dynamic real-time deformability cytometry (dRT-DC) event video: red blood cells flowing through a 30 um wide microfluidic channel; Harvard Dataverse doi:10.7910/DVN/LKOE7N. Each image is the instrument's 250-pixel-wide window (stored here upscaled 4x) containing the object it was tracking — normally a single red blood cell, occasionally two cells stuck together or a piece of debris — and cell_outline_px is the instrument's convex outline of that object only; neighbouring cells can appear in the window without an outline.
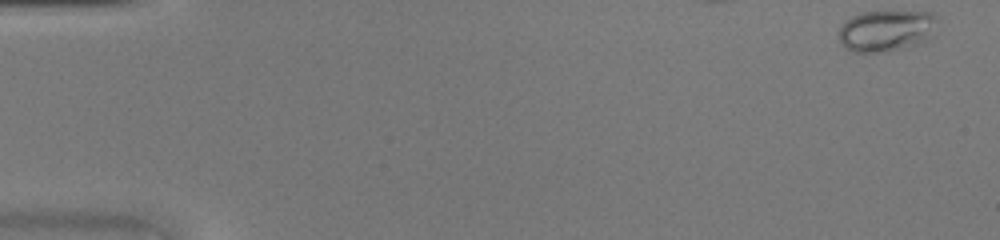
{"species": "common noctule bat (a hibernating species)", "species_latin": "Nyctalus noctula", "temperature_condition": "warm", "stored_images_in_passage": 19, "camera_frame_rate_fps": 3000, "um_per_image_px": 0.085, "animal": {"sex": "female", "body_mass_g": 20.0, "forearm_length_mm": 54.0}, "frame": {"image": 1, "passage_image": 1, "time_ms": 0.0, "image_size_px": [1000, 240], "cell_outline_px": [[940, 16], [928, 40], [920, 44], [908, 48], [892, 52], [848, 52], [840, 44], [840, 24], [844, 20], [860, 12], [932, 12]], "centroid_in_image_um": [75.33, 2.63], "position_along_channel_um": 9.7, "area_um2": 24.39}}
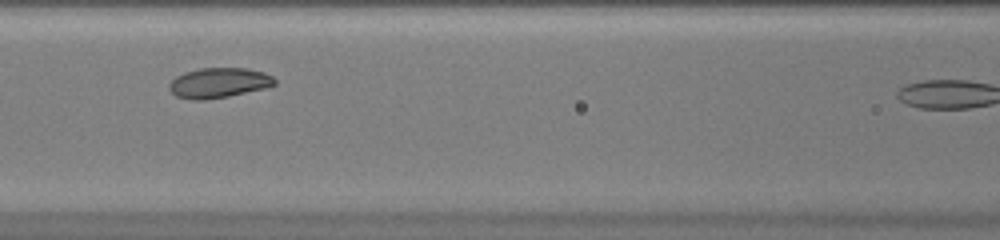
{"frame": {"image": 2, "passage_image": 16, "time_ms": 5.0, "image_size_px": [1000, 240], "cell_outline_px": [[276, 84], [268, 88], [228, 96], [204, 100], [192, 100], [176, 96], [168, 88], [168, 84], [176, 76], [184, 72], [200, 68], [244, 68], [264, 72], [272, 76], [276, 80]], "centroid_in_image_um": [18.6, 7.04], "position_along_channel_um": 148.0, "area_um2": 18.61}}